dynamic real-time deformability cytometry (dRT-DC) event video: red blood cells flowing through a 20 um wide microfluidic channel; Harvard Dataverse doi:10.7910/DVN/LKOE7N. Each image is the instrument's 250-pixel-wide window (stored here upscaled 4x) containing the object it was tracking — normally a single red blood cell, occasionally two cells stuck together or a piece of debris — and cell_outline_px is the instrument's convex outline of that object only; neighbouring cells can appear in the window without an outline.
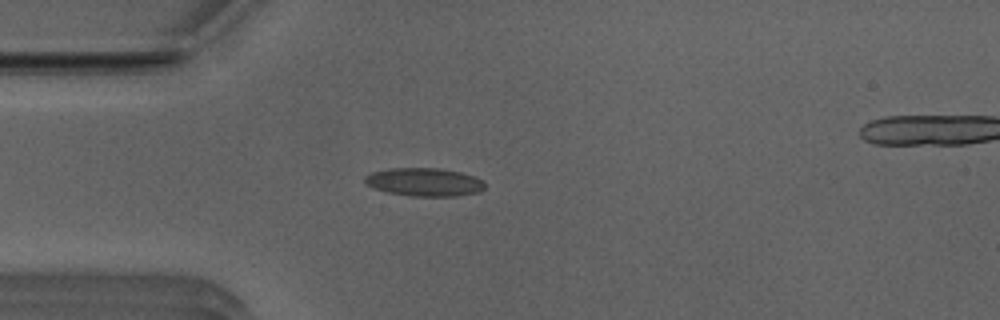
{"species": "Egyptian fruit bat (a non-hibernating species)", "species_latin": "Rousettus aegyptiacus", "temperature_condition": "room temperature", "stored_images_in_passage": 38, "camera_frame_rate_fps": 3000, "um_per_image_px": 0.085, "animal": {"sex": "male"}, "frame": {"image": 1, "passage_image": 1, "time_ms": 0.0, "image_size_px": [1000, 320], "cell_outline_px": [[484, 188], [480, 192], [456, 196], [412, 196], [388, 192], [364, 184], [364, 176], [372, 172], [388, 168], [440, 168], [460, 172], [476, 176], [484, 180]], "centroid_in_image_um": [36.09, 15.47], "position_along_channel_um": 48.9, "area_um2": 19.88}}
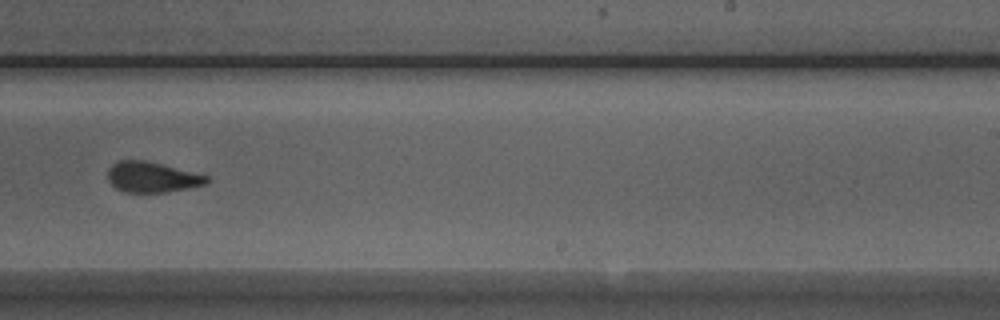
{"frame": {"image": 2, "passage_image": 19, "time_ms": 6.0, "image_size_px": [1000, 320], "cell_outline_px": [[208, 180], [204, 184], [188, 188], [168, 192], [124, 192], [116, 188], [108, 180], [108, 168], [116, 160], [148, 160], [208, 176]], "centroid_in_image_um": [12.88, 15.04], "position_along_channel_um": 276.1, "area_um2": 17.57}}
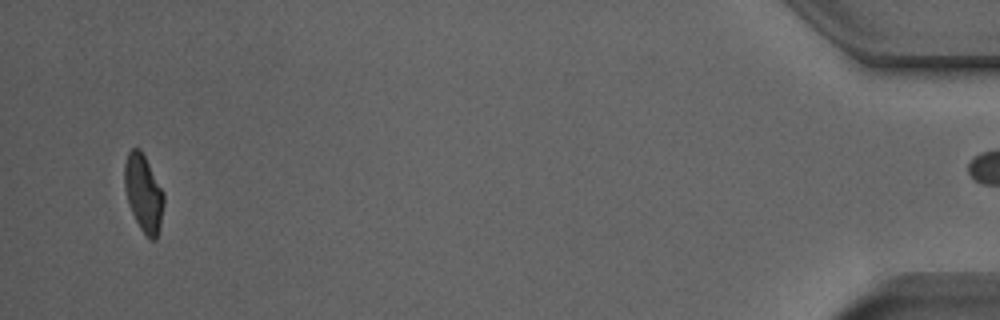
{"frame": {"image": 3, "passage_image": 37, "time_ms": 12.0, "image_size_px": [1000, 320], "cell_outline_px": [[164, 204], [160, 224], [156, 240], [152, 240], [140, 228], [128, 204], [124, 188], [124, 164], [128, 152], [132, 148], [140, 148], [164, 192]], "centroid_in_image_um": [12.19, 16.39], "position_along_channel_um": 423.0, "area_um2": 17.57}, "authors_computed_cell_mechanics": {"area_um2": 18.207, "velocity_mm_per_s": 3.954, "shape_relaxation_time_tau1_ms": 3.8702, "shape_relaxation_time_tau2_ms": 1.1288, "deformation_change_tau1": 0.1539, "deformation_change_tau2": 0.0929}}